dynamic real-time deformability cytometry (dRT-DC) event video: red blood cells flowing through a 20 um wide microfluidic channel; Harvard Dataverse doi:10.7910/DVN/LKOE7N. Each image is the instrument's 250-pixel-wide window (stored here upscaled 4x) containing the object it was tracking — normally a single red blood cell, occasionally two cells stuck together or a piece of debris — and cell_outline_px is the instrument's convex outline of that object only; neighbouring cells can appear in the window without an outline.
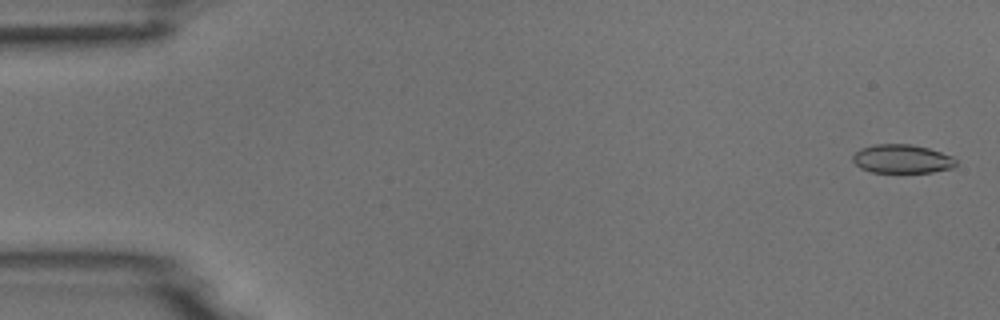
{"species": "common noctule bat (a hibernating species)", "species_latin": "Nyctalus noctula", "temperature_condition": "room temperature", "stored_images_in_passage": 4, "camera_frame_rate_fps": 3000, "um_per_image_px": 0.085, "animal": {"sex": "male", "body_mass_g": 18.8}, "frame": {"image": 1, "passage_image": 1, "time_ms": 0.0, "image_size_px": [1000, 320], "cell_outline_px": [[956, 164], [952, 168], [932, 172], [872, 172], [860, 168], [852, 160], [852, 156], [860, 148], [876, 144], [912, 144], [928, 148], [952, 156], [956, 160]], "centroid_in_image_um": [76.66, 13.5], "position_along_channel_um": 8.3, "area_um2": 17.22}}